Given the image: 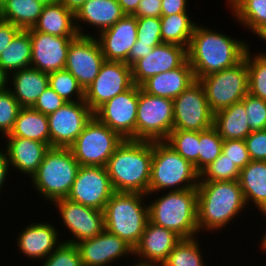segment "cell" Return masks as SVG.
I'll return each instance as SVG.
<instances>
[{"label": "cell", "mask_w": 266, "mask_h": 266, "mask_svg": "<svg viewBox=\"0 0 266 266\" xmlns=\"http://www.w3.org/2000/svg\"><path fill=\"white\" fill-rule=\"evenodd\" d=\"M250 45L228 34L197 25L187 48V60L195 79L231 68L244 59Z\"/></svg>", "instance_id": "obj_1"}, {"label": "cell", "mask_w": 266, "mask_h": 266, "mask_svg": "<svg viewBox=\"0 0 266 266\" xmlns=\"http://www.w3.org/2000/svg\"><path fill=\"white\" fill-rule=\"evenodd\" d=\"M152 157L153 141L125 139L106 165L114 191L147 195Z\"/></svg>", "instance_id": "obj_2"}, {"label": "cell", "mask_w": 266, "mask_h": 266, "mask_svg": "<svg viewBox=\"0 0 266 266\" xmlns=\"http://www.w3.org/2000/svg\"><path fill=\"white\" fill-rule=\"evenodd\" d=\"M197 202L199 234L221 231L248 208L239 181L199 182Z\"/></svg>", "instance_id": "obj_3"}, {"label": "cell", "mask_w": 266, "mask_h": 266, "mask_svg": "<svg viewBox=\"0 0 266 266\" xmlns=\"http://www.w3.org/2000/svg\"><path fill=\"white\" fill-rule=\"evenodd\" d=\"M148 203L149 221L181 238L199 236L197 188L166 191Z\"/></svg>", "instance_id": "obj_4"}, {"label": "cell", "mask_w": 266, "mask_h": 266, "mask_svg": "<svg viewBox=\"0 0 266 266\" xmlns=\"http://www.w3.org/2000/svg\"><path fill=\"white\" fill-rule=\"evenodd\" d=\"M147 196L137 192H114L104 209L105 230L133 249L144 232L148 216Z\"/></svg>", "instance_id": "obj_5"}, {"label": "cell", "mask_w": 266, "mask_h": 266, "mask_svg": "<svg viewBox=\"0 0 266 266\" xmlns=\"http://www.w3.org/2000/svg\"><path fill=\"white\" fill-rule=\"evenodd\" d=\"M200 173L195 166L184 159L165 141H153V157L149 193L156 195L161 191H181L197 188Z\"/></svg>", "instance_id": "obj_6"}, {"label": "cell", "mask_w": 266, "mask_h": 266, "mask_svg": "<svg viewBox=\"0 0 266 266\" xmlns=\"http://www.w3.org/2000/svg\"><path fill=\"white\" fill-rule=\"evenodd\" d=\"M79 168L70 148L51 147L30 179V184L40 197L52 204L68 196Z\"/></svg>", "instance_id": "obj_7"}, {"label": "cell", "mask_w": 266, "mask_h": 266, "mask_svg": "<svg viewBox=\"0 0 266 266\" xmlns=\"http://www.w3.org/2000/svg\"><path fill=\"white\" fill-rule=\"evenodd\" d=\"M123 141L117 132L93 116L70 149L80 166L106 167L109 158Z\"/></svg>", "instance_id": "obj_8"}, {"label": "cell", "mask_w": 266, "mask_h": 266, "mask_svg": "<svg viewBox=\"0 0 266 266\" xmlns=\"http://www.w3.org/2000/svg\"><path fill=\"white\" fill-rule=\"evenodd\" d=\"M210 109L216 112L242 101L248 94V68L246 59L231 68L198 79Z\"/></svg>", "instance_id": "obj_9"}, {"label": "cell", "mask_w": 266, "mask_h": 266, "mask_svg": "<svg viewBox=\"0 0 266 266\" xmlns=\"http://www.w3.org/2000/svg\"><path fill=\"white\" fill-rule=\"evenodd\" d=\"M173 99L154 96L139 86L136 140L165 141L173 130Z\"/></svg>", "instance_id": "obj_10"}, {"label": "cell", "mask_w": 266, "mask_h": 266, "mask_svg": "<svg viewBox=\"0 0 266 266\" xmlns=\"http://www.w3.org/2000/svg\"><path fill=\"white\" fill-rule=\"evenodd\" d=\"M173 130L204 131L213 126L214 113L196 80L173 100Z\"/></svg>", "instance_id": "obj_11"}, {"label": "cell", "mask_w": 266, "mask_h": 266, "mask_svg": "<svg viewBox=\"0 0 266 266\" xmlns=\"http://www.w3.org/2000/svg\"><path fill=\"white\" fill-rule=\"evenodd\" d=\"M134 85L130 65L125 62L105 61L98 76L84 91V101L95 112L105 102Z\"/></svg>", "instance_id": "obj_12"}, {"label": "cell", "mask_w": 266, "mask_h": 266, "mask_svg": "<svg viewBox=\"0 0 266 266\" xmlns=\"http://www.w3.org/2000/svg\"><path fill=\"white\" fill-rule=\"evenodd\" d=\"M114 192L106 167L80 166L66 198L72 202L104 211L106 203Z\"/></svg>", "instance_id": "obj_13"}, {"label": "cell", "mask_w": 266, "mask_h": 266, "mask_svg": "<svg viewBox=\"0 0 266 266\" xmlns=\"http://www.w3.org/2000/svg\"><path fill=\"white\" fill-rule=\"evenodd\" d=\"M93 116L85 101L67 102L49 114L50 148H70Z\"/></svg>", "instance_id": "obj_14"}, {"label": "cell", "mask_w": 266, "mask_h": 266, "mask_svg": "<svg viewBox=\"0 0 266 266\" xmlns=\"http://www.w3.org/2000/svg\"><path fill=\"white\" fill-rule=\"evenodd\" d=\"M139 100V86L134 85L124 93L105 102L94 116L124 140H136V115Z\"/></svg>", "instance_id": "obj_15"}, {"label": "cell", "mask_w": 266, "mask_h": 266, "mask_svg": "<svg viewBox=\"0 0 266 266\" xmlns=\"http://www.w3.org/2000/svg\"><path fill=\"white\" fill-rule=\"evenodd\" d=\"M62 225L72 234L71 239L62 240L65 243L78 242L97 236L105 229L104 211L72 202L67 198L55 200Z\"/></svg>", "instance_id": "obj_16"}, {"label": "cell", "mask_w": 266, "mask_h": 266, "mask_svg": "<svg viewBox=\"0 0 266 266\" xmlns=\"http://www.w3.org/2000/svg\"><path fill=\"white\" fill-rule=\"evenodd\" d=\"M104 62L105 58L96 37L78 35L70 43L64 69L77 79L85 91L98 76Z\"/></svg>", "instance_id": "obj_17"}, {"label": "cell", "mask_w": 266, "mask_h": 266, "mask_svg": "<svg viewBox=\"0 0 266 266\" xmlns=\"http://www.w3.org/2000/svg\"><path fill=\"white\" fill-rule=\"evenodd\" d=\"M32 43L31 67L51 73L63 70L71 41L77 36H54L29 29Z\"/></svg>", "instance_id": "obj_18"}, {"label": "cell", "mask_w": 266, "mask_h": 266, "mask_svg": "<svg viewBox=\"0 0 266 266\" xmlns=\"http://www.w3.org/2000/svg\"><path fill=\"white\" fill-rule=\"evenodd\" d=\"M75 245L83 266H110L112 262L124 256L133 257V248L105 229L97 236L82 240Z\"/></svg>", "instance_id": "obj_19"}, {"label": "cell", "mask_w": 266, "mask_h": 266, "mask_svg": "<svg viewBox=\"0 0 266 266\" xmlns=\"http://www.w3.org/2000/svg\"><path fill=\"white\" fill-rule=\"evenodd\" d=\"M187 60V48L175 44L161 43L146 57L132 66L134 84L140 86L148 78L180 67Z\"/></svg>", "instance_id": "obj_20"}, {"label": "cell", "mask_w": 266, "mask_h": 266, "mask_svg": "<svg viewBox=\"0 0 266 266\" xmlns=\"http://www.w3.org/2000/svg\"><path fill=\"white\" fill-rule=\"evenodd\" d=\"M99 42L105 61L125 62L137 41V19L125 15L110 28L94 35Z\"/></svg>", "instance_id": "obj_21"}, {"label": "cell", "mask_w": 266, "mask_h": 266, "mask_svg": "<svg viewBox=\"0 0 266 266\" xmlns=\"http://www.w3.org/2000/svg\"><path fill=\"white\" fill-rule=\"evenodd\" d=\"M181 239L174 231L148 220L138 244L133 249V257L139 259L138 262L161 266Z\"/></svg>", "instance_id": "obj_22"}, {"label": "cell", "mask_w": 266, "mask_h": 266, "mask_svg": "<svg viewBox=\"0 0 266 266\" xmlns=\"http://www.w3.org/2000/svg\"><path fill=\"white\" fill-rule=\"evenodd\" d=\"M40 223L29 222L30 224L22 228L16 236L17 245L21 254L29 259L43 261L47 258L63 241L59 240V231L52 223L45 221ZM47 222V223H46Z\"/></svg>", "instance_id": "obj_23"}, {"label": "cell", "mask_w": 266, "mask_h": 266, "mask_svg": "<svg viewBox=\"0 0 266 266\" xmlns=\"http://www.w3.org/2000/svg\"><path fill=\"white\" fill-rule=\"evenodd\" d=\"M4 138H6V145L3 146L5 147L10 170L15 169L20 174L28 175L27 177L31 179L50 147L46 143L22 137Z\"/></svg>", "instance_id": "obj_24"}, {"label": "cell", "mask_w": 266, "mask_h": 266, "mask_svg": "<svg viewBox=\"0 0 266 266\" xmlns=\"http://www.w3.org/2000/svg\"><path fill=\"white\" fill-rule=\"evenodd\" d=\"M126 14L123 12L117 0H89L75 14V25L80 36H93L84 33L83 24L89 28L97 29V33L110 28ZM81 23V24H80ZM94 26V27H93Z\"/></svg>", "instance_id": "obj_25"}, {"label": "cell", "mask_w": 266, "mask_h": 266, "mask_svg": "<svg viewBox=\"0 0 266 266\" xmlns=\"http://www.w3.org/2000/svg\"><path fill=\"white\" fill-rule=\"evenodd\" d=\"M195 81L193 69L186 60L176 69L148 78L140 87L148 94L174 100Z\"/></svg>", "instance_id": "obj_26"}, {"label": "cell", "mask_w": 266, "mask_h": 266, "mask_svg": "<svg viewBox=\"0 0 266 266\" xmlns=\"http://www.w3.org/2000/svg\"><path fill=\"white\" fill-rule=\"evenodd\" d=\"M9 89L21 107H32L49 87L48 73L28 67L9 75Z\"/></svg>", "instance_id": "obj_27"}, {"label": "cell", "mask_w": 266, "mask_h": 266, "mask_svg": "<svg viewBox=\"0 0 266 266\" xmlns=\"http://www.w3.org/2000/svg\"><path fill=\"white\" fill-rule=\"evenodd\" d=\"M239 184L247 206L266 214V161L251 160L240 170Z\"/></svg>", "instance_id": "obj_28"}, {"label": "cell", "mask_w": 266, "mask_h": 266, "mask_svg": "<svg viewBox=\"0 0 266 266\" xmlns=\"http://www.w3.org/2000/svg\"><path fill=\"white\" fill-rule=\"evenodd\" d=\"M33 29L54 36H78L75 14L59 1L44 5Z\"/></svg>", "instance_id": "obj_29"}, {"label": "cell", "mask_w": 266, "mask_h": 266, "mask_svg": "<svg viewBox=\"0 0 266 266\" xmlns=\"http://www.w3.org/2000/svg\"><path fill=\"white\" fill-rule=\"evenodd\" d=\"M244 103L239 101L214 114L213 127L223 140H244L251 132Z\"/></svg>", "instance_id": "obj_30"}, {"label": "cell", "mask_w": 266, "mask_h": 266, "mask_svg": "<svg viewBox=\"0 0 266 266\" xmlns=\"http://www.w3.org/2000/svg\"><path fill=\"white\" fill-rule=\"evenodd\" d=\"M5 137H22L46 143L50 147L47 115L32 107H21L11 133Z\"/></svg>", "instance_id": "obj_31"}, {"label": "cell", "mask_w": 266, "mask_h": 266, "mask_svg": "<svg viewBox=\"0 0 266 266\" xmlns=\"http://www.w3.org/2000/svg\"><path fill=\"white\" fill-rule=\"evenodd\" d=\"M44 5L37 0H6L0 6V19L29 30L37 23Z\"/></svg>", "instance_id": "obj_32"}, {"label": "cell", "mask_w": 266, "mask_h": 266, "mask_svg": "<svg viewBox=\"0 0 266 266\" xmlns=\"http://www.w3.org/2000/svg\"><path fill=\"white\" fill-rule=\"evenodd\" d=\"M32 43L29 30H21L0 56V66L10 75L31 67Z\"/></svg>", "instance_id": "obj_33"}, {"label": "cell", "mask_w": 266, "mask_h": 266, "mask_svg": "<svg viewBox=\"0 0 266 266\" xmlns=\"http://www.w3.org/2000/svg\"><path fill=\"white\" fill-rule=\"evenodd\" d=\"M161 37L163 43L188 48L194 28L197 25L189 13L161 16Z\"/></svg>", "instance_id": "obj_34"}, {"label": "cell", "mask_w": 266, "mask_h": 266, "mask_svg": "<svg viewBox=\"0 0 266 266\" xmlns=\"http://www.w3.org/2000/svg\"><path fill=\"white\" fill-rule=\"evenodd\" d=\"M231 15L246 30L254 32L266 23V0H226Z\"/></svg>", "instance_id": "obj_35"}, {"label": "cell", "mask_w": 266, "mask_h": 266, "mask_svg": "<svg viewBox=\"0 0 266 266\" xmlns=\"http://www.w3.org/2000/svg\"><path fill=\"white\" fill-rule=\"evenodd\" d=\"M197 237L182 238L161 266H205Z\"/></svg>", "instance_id": "obj_36"}, {"label": "cell", "mask_w": 266, "mask_h": 266, "mask_svg": "<svg viewBox=\"0 0 266 266\" xmlns=\"http://www.w3.org/2000/svg\"><path fill=\"white\" fill-rule=\"evenodd\" d=\"M165 142L199 172V131L172 130Z\"/></svg>", "instance_id": "obj_37"}, {"label": "cell", "mask_w": 266, "mask_h": 266, "mask_svg": "<svg viewBox=\"0 0 266 266\" xmlns=\"http://www.w3.org/2000/svg\"><path fill=\"white\" fill-rule=\"evenodd\" d=\"M248 47L244 58L248 68V93L266 101V54H252Z\"/></svg>", "instance_id": "obj_38"}, {"label": "cell", "mask_w": 266, "mask_h": 266, "mask_svg": "<svg viewBox=\"0 0 266 266\" xmlns=\"http://www.w3.org/2000/svg\"><path fill=\"white\" fill-rule=\"evenodd\" d=\"M51 87L66 102L84 101V90L77 79L67 70H59L48 74Z\"/></svg>", "instance_id": "obj_39"}, {"label": "cell", "mask_w": 266, "mask_h": 266, "mask_svg": "<svg viewBox=\"0 0 266 266\" xmlns=\"http://www.w3.org/2000/svg\"><path fill=\"white\" fill-rule=\"evenodd\" d=\"M223 141L213 126L199 132V173L222 153Z\"/></svg>", "instance_id": "obj_40"}, {"label": "cell", "mask_w": 266, "mask_h": 266, "mask_svg": "<svg viewBox=\"0 0 266 266\" xmlns=\"http://www.w3.org/2000/svg\"><path fill=\"white\" fill-rule=\"evenodd\" d=\"M240 169L221 153L218 158L200 172L199 182L238 181Z\"/></svg>", "instance_id": "obj_41"}, {"label": "cell", "mask_w": 266, "mask_h": 266, "mask_svg": "<svg viewBox=\"0 0 266 266\" xmlns=\"http://www.w3.org/2000/svg\"><path fill=\"white\" fill-rule=\"evenodd\" d=\"M21 109L19 102L9 88L0 92V136L9 135Z\"/></svg>", "instance_id": "obj_42"}, {"label": "cell", "mask_w": 266, "mask_h": 266, "mask_svg": "<svg viewBox=\"0 0 266 266\" xmlns=\"http://www.w3.org/2000/svg\"><path fill=\"white\" fill-rule=\"evenodd\" d=\"M41 263L42 266H83L76 245L65 242H62Z\"/></svg>", "instance_id": "obj_43"}, {"label": "cell", "mask_w": 266, "mask_h": 266, "mask_svg": "<svg viewBox=\"0 0 266 266\" xmlns=\"http://www.w3.org/2000/svg\"><path fill=\"white\" fill-rule=\"evenodd\" d=\"M137 19V41L135 44L160 45L161 20L158 17H140Z\"/></svg>", "instance_id": "obj_44"}, {"label": "cell", "mask_w": 266, "mask_h": 266, "mask_svg": "<svg viewBox=\"0 0 266 266\" xmlns=\"http://www.w3.org/2000/svg\"><path fill=\"white\" fill-rule=\"evenodd\" d=\"M252 131L266 129V101L248 93L242 100Z\"/></svg>", "instance_id": "obj_45"}, {"label": "cell", "mask_w": 266, "mask_h": 266, "mask_svg": "<svg viewBox=\"0 0 266 266\" xmlns=\"http://www.w3.org/2000/svg\"><path fill=\"white\" fill-rule=\"evenodd\" d=\"M222 153L240 170L251 161L244 140H224Z\"/></svg>", "instance_id": "obj_46"}, {"label": "cell", "mask_w": 266, "mask_h": 266, "mask_svg": "<svg viewBox=\"0 0 266 266\" xmlns=\"http://www.w3.org/2000/svg\"><path fill=\"white\" fill-rule=\"evenodd\" d=\"M244 141L251 160L266 161V129L252 131Z\"/></svg>", "instance_id": "obj_47"}, {"label": "cell", "mask_w": 266, "mask_h": 266, "mask_svg": "<svg viewBox=\"0 0 266 266\" xmlns=\"http://www.w3.org/2000/svg\"><path fill=\"white\" fill-rule=\"evenodd\" d=\"M66 103L51 87H48L38 97L32 108L48 116Z\"/></svg>", "instance_id": "obj_48"}, {"label": "cell", "mask_w": 266, "mask_h": 266, "mask_svg": "<svg viewBox=\"0 0 266 266\" xmlns=\"http://www.w3.org/2000/svg\"><path fill=\"white\" fill-rule=\"evenodd\" d=\"M162 0H141L136 12V18L140 17H161Z\"/></svg>", "instance_id": "obj_49"}, {"label": "cell", "mask_w": 266, "mask_h": 266, "mask_svg": "<svg viewBox=\"0 0 266 266\" xmlns=\"http://www.w3.org/2000/svg\"><path fill=\"white\" fill-rule=\"evenodd\" d=\"M20 31L21 29L11 22L0 19V56Z\"/></svg>", "instance_id": "obj_50"}, {"label": "cell", "mask_w": 266, "mask_h": 266, "mask_svg": "<svg viewBox=\"0 0 266 266\" xmlns=\"http://www.w3.org/2000/svg\"><path fill=\"white\" fill-rule=\"evenodd\" d=\"M188 0H162L161 16L188 13Z\"/></svg>", "instance_id": "obj_51"}, {"label": "cell", "mask_w": 266, "mask_h": 266, "mask_svg": "<svg viewBox=\"0 0 266 266\" xmlns=\"http://www.w3.org/2000/svg\"><path fill=\"white\" fill-rule=\"evenodd\" d=\"M157 45L134 44L128 56V65L132 66L137 60L146 57Z\"/></svg>", "instance_id": "obj_52"}, {"label": "cell", "mask_w": 266, "mask_h": 266, "mask_svg": "<svg viewBox=\"0 0 266 266\" xmlns=\"http://www.w3.org/2000/svg\"><path fill=\"white\" fill-rule=\"evenodd\" d=\"M3 148H0V191L5 188L3 186L6 182H7V177L9 175V171H10V166H9V162H8V158L7 155L4 151ZM7 176V177H6ZM0 196H1V192H0Z\"/></svg>", "instance_id": "obj_53"}, {"label": "cell", "mask_w": 266, "mask_h": 266, "mask_svg": "<svg viewBox=\"0 0 266 266\" xmlns=\"http://www.w3.org/2000/svg\"><path fill=\"white\" fill-rule=\"evenodd\" d=\"M141 0H117L126 15H133Z\"/></svg>", "instance_id": "obj_54"}, {"label": "cell", "mask_w": 266, "mask_h": 266, "mask_svg": "<svg viewBox=\"0 0 266 266\" xmlns=\"http://www.w3.org/2000/svg\"><path fill=\"white\" fill-rule=\"evenodd\" d=\"M68 10L76 14L80 8L89 0H58Z\"/></svg>", "instance_id": "obj_55"}, {"label": "cell", "mask_w": 266, "mask_h": 266, "mask_svg": "<svg viewBox=\"0 0 266 266\" xmlns=\"http://www.w3.org/2000/svg\"><path fill=\"white\" fill-rule=\"evenodd\" d=\"M9 75L8 73L0 66V92L9 88Z\"/></svg>", "instance_id": "obj_56"}, {"label": "cell", "mask_w": 266, "mask_h": 266, "mask_svg": "<svg viewBox=\"0 0 266 266\" xmlns=\"http://www.w3.org/2000/svg\"><path fill=\"white\" fill-rule=\"evenodd\" d=\"M253 34H257L258 39L260 38V40L262 39V41L264 43H266V23L262 24L261 26H259L254 32ZM257 53H262V54H266L265 51L264 52H257Z\"/></svg>", "instance_id": "obj_57"}, {"label": "cell", "mask_w": 266, "mask_h": 266, "mask_svg": "<svg viewBox=\"0 0 266 266\" xmlns=\"http://www.w3.org/2000/svg\"><path fill=\"white\" fill-rule=\"evenodd\" d=\"M263 217L266 219V214H263ZM263 232H265V233H263V235H262V239L260 240L261 243L259 245L260 246L259 248L265 253L266 252V230Z\"/></svg>", "instance_id": "obj_58"}, {"label": "cell", "mask_w": 266, "mask_h": 266, "mask_svg": "<svg viewBox=\"0 0 266 266\" xmlns=\"http://www.w3.org/2000/svg\"><path fill=\"white\" fill-rule=\"evenodd\" d=\"M132 266H160V265H156V264H150V263H143V262H136L134 263Z\"/></svg>", "instance_id": "obj_59"}, {"label": "cell", "mask_w": 266, "mask_h": 266, "mask_svg": "<svg viewBox=\"0 0 266 266\" xmlns=\"http://www.w3.org/2000/svg\"><path fill=\"white\" fill-rule=\"evenodd\" d=\"M37 1H40L46 5V4H51V3L57 2L58 0H37Z\"/></svg>", "instance_id": "obj_60"}, {"label": "cell", "mask_w": 266, "mask_h": 266, "mask_svg": "<svg viewBox=\"0 0 266 266\" xmlns=\"http://www.w3.org/2000/svg\"><path fill=\"white\" fill-rule=\"evenodd\" d=\"M6 0H0V6L5 2Z\"/></svg>", "instance_id": "obj_61"}]
</instances>
